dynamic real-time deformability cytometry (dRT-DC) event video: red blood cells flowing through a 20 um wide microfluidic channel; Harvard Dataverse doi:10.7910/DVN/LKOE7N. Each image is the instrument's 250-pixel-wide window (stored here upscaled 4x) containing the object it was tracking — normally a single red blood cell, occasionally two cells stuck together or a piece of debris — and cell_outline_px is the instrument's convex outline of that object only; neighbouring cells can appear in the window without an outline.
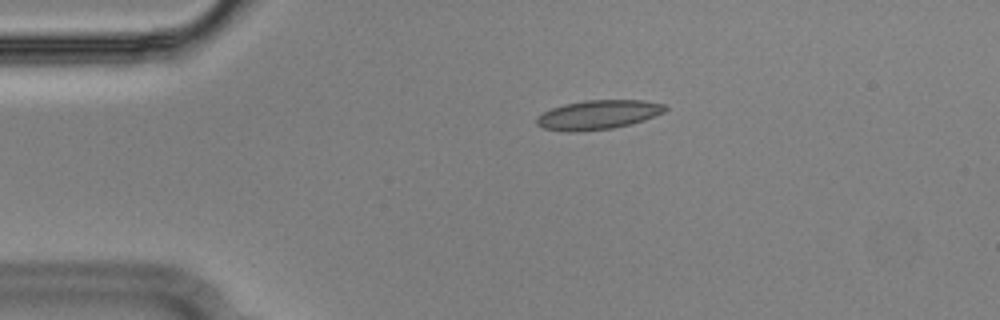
{"species": "Egyptian fruit bat (a non-hibernating species)", "species_latin": "Rousettus aegyptiacus", "temperature_condition": "cold", "stored_images_in_passage": 46, "camera_frame_rate_fps": 3000, "um_per_image_px": 0.085, "animal": {"sex": "male"}, "frame": {"image": 1, "passage_image": 2, "time_ms": 0.333, "image_size_px": [1000, 320], "cell_outline_px": [[668, 108], [664, 112], [644, 120], [632, 124], [612, 128], [576, 132], [568, 132], [544, 128], [536, 124], [536, 116], [552, 108], [564, 104], [588, 100], [640, 100], [664, 104]], "centroid_in_image_um": [50.83, 9.76], "position_along_channel_um": 34.2, "area_um2": 21.85}}
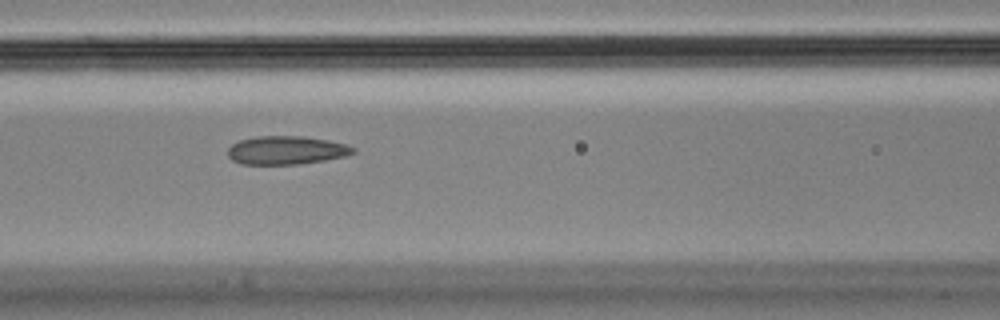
{"frame": {"image": 2, "passage_image": 14, "time_ms": 4.333, "image_size_px": [1000, 320], "cell_outline_px": [[356, 152], [344, 156], [324, 160], [296, 164], [240, 164], [232, 160], [228, 156], [228, 148], [232, 144], [240, 140], [256, 136], [300, 136], [328, 140], [344, 144], [356, 148]], "centroid_in_image_um": [24.31, 12.77], "position_along_channel_um": 142.3, "area_um2": 20.63}}
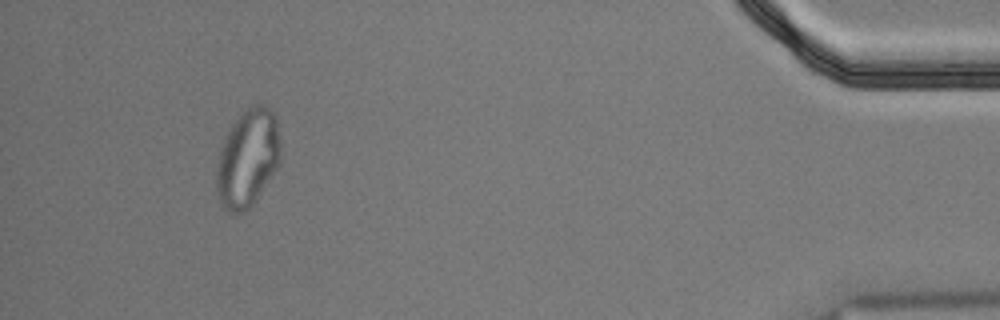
{"frame": {"image": 3, "passage_image": 42, "time_ms": 13.667, "image_size_px": [1000, 320], "cell_outline_px": [[280, 164], [252, 204], [244, 212], [228, 212], [224, 208], [220, 200], [216, 188], [216, 168], [220, 152], [224, 140], [232, 124], [252, 104], [260, 104], [268, 108], [276, 116], [280, 140]], "centroid_in_image_um": [21.07, 13.45], "position_along_channel_um": 414.1, "area_um2": 36.07}, "authors_computed_cell_mechanics": {"area_um2": 21.964, "velocity_mm_per_s": 3.6207, "shape_relaxation_time_tau1_ms": null, "shape_relaxation_time_tau2_ms": 1.2564, "deformation_change_tau1": null, "deformation_change_tau2": 0.0835}}